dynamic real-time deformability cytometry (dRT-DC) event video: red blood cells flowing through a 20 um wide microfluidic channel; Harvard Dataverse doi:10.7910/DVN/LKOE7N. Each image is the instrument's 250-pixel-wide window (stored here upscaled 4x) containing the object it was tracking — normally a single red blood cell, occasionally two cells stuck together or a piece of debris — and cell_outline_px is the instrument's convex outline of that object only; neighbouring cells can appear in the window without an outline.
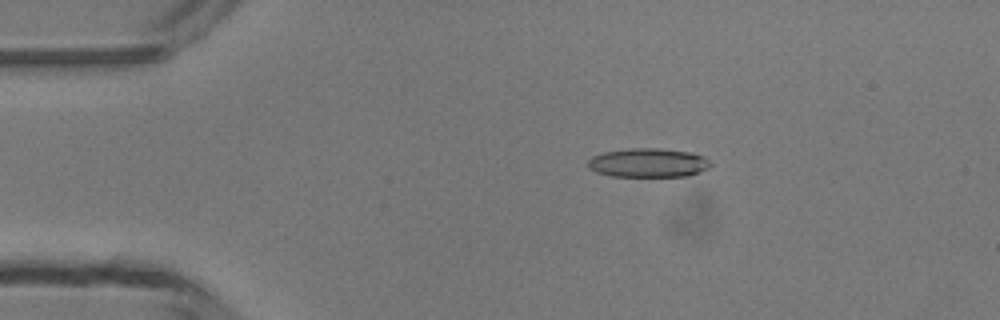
{"species": "common noctule bat (a hibernating species)", "species_latin": "Nyctalus noctula", "temperature_condition": "room temperature", "stored_images_in_passage": 5, "camera_frame_rate_fps": 3000, "um_per_image_px": 0.085, "animal": {"sex": "male", "body_mass_g": 13.3}, "frame": {"image": 1, "passage_image": 3, "time_ms": 2.333, "image_size_px": [1000, 320], "cell_outline_px": [[712, 164], [708, 168], [700, 172], [688, 176], [612, 176], [596, 172], [588, 168], [588, 160], [592, 156], [604, 152], [628, 148], [660, 148], [692, 152], [704, 156]], "centroid_in_image_um": [55.11, 13.83], "position_along_channel_um": 29.9, "area_um2": 20.87}}
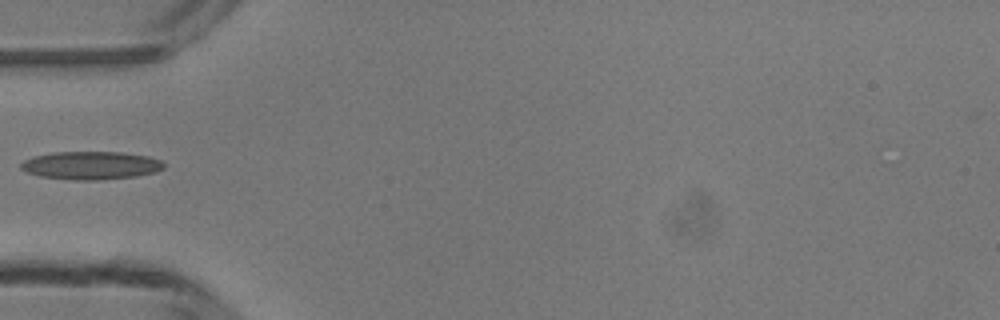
{"frame": {"image": 2, "passage_image": 5, "time_ms": 4.667, "image_size_px": [1000, 320], "cell_outline_px": [[164, 168], [156, 172], [136, 176], [96, 180], [76, 180], [40, 176], [28, 172], [20, 168], [20, 164], [24, 160], [32, 156], [52, 152], [124, 152], [148, 156], [164, 160]], "centroid_in_image_um": [7.76, 14.05], "position_along_channel_um": 77.2, "area_um2": 23.52}}